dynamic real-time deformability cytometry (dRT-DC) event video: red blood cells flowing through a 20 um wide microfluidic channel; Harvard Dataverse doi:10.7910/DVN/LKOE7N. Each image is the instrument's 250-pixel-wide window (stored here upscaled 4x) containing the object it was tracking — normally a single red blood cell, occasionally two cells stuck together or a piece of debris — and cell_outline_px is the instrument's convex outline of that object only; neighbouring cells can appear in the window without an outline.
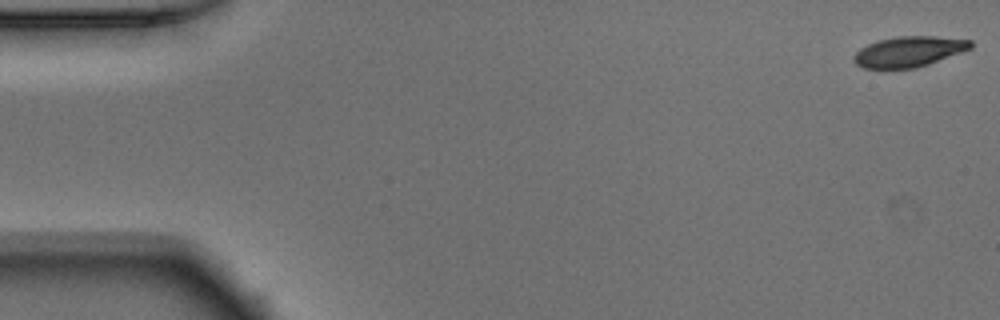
{"species": "Egyptian fruit bat (a non-hibernating species)", "species_latin": "Rousettus aegyptiacus", "temperature_condition": "warm", "stored_images_in_passage": 51, "camera_frame_rate_fps": 3000, "um_per_image_px": 0.085, "animal": {"sex": "male"}, "frame": {"image": 1, "passage_image": 1, "time_ms": 0.0, "image_size_px": [1000, 320], "cell_outline_px": [[972, 48], [928, 64], [916, 68], [880, 72], [864, 68], [856, 64], [852, 60], [852, 56], [860, 48], [868, 44], [880, 40], [900, 36], [932, 36], [972, 40]], "centroid_in_image_um": [77.17, 4.44], "position_along_channel_um": 7.8, "area_um2": 21.33}}
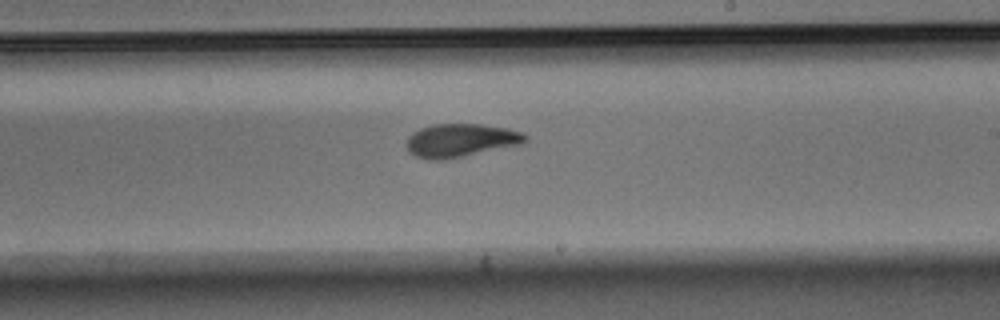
{"frame": {"image": 2, "passage_image": 30, "time_ms": 9.667, "image_size_px": [1000, 320], "cell_outline_px": [[528, 140], [524, 144], [444, 160], [428, 160], [416, 156], [408, 152], [404, 144], [408, 136], [412, 132], [420, 128], [432, 124], [480, 124], [508, 128], [520, 132], [528, 136]], "centroid_in_image_um": [39.13, 11.94], "position_along_channel_um": 249.9, "area_um2": 23.47}}
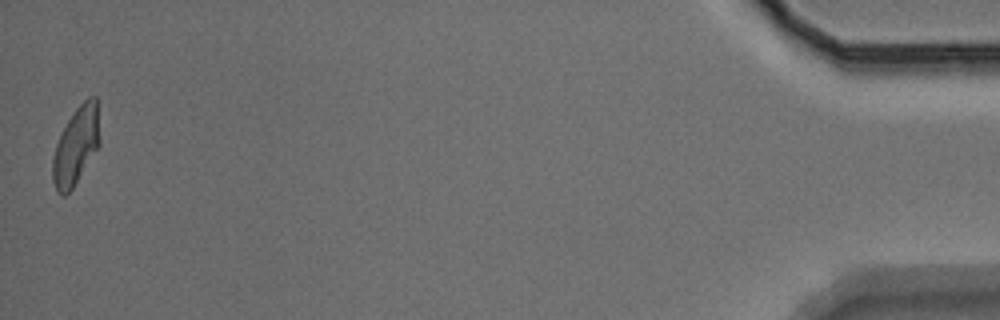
{"frame": {"image": 3, "passage_image": 51, "time_ms": 16.667, "image_size_px": [1000, 320], "cell_outline_px": [[100, 144], [72, 188], [64, 196], [60, 196], [56, 192], [52, 180], [52, 160], [56, 144], [68, 120], [76, 108], [88, 96], [96, 96], [100, 140]], "centroid_in_image_um": [6.45, 12.41], "position_along_channel_um": 428.8, "area_um2": 21.1}, "authors_computed_cell_mechanics": {"area_um2": 22.3108, "velocity_mm_per_s": 3.9067, "shape_relaxation_time_tau1_ms": 4.1221, "shape_relaxation_time_tau2_ms": 1.6019, "deformation_change_tau1": 0.1614, "deformation_change_tau2": 0.0708}}